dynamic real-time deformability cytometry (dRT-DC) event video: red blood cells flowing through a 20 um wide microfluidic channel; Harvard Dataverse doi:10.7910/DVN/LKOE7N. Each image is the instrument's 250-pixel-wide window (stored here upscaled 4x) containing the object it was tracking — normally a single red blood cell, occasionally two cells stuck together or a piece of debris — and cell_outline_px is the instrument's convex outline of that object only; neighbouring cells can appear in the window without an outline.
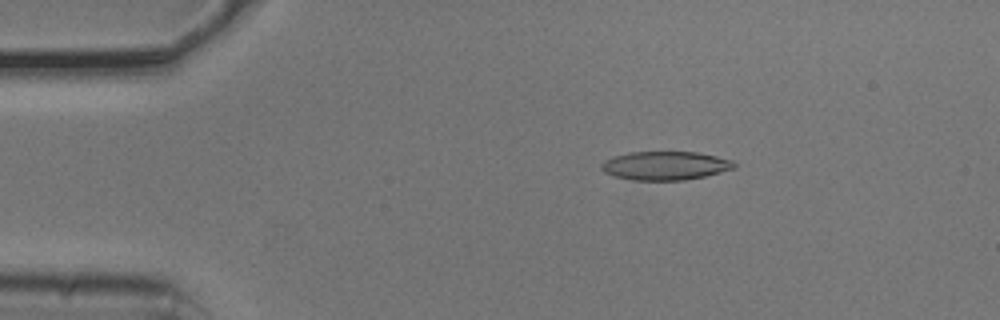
{"species": "common noctule bat (a hibernating species)", "species_latin": "Nyctalus noctula", "temperature_condition": "cold", "stored_images_in_passage": 53, "camera_frame_rate_fps": 3000, "um_per_image_px": 0.085, "animal": {"sex": "male", "body_mass_g": 20.5, "forearm_length_mm": 52.5}, "frame": {"image": 1, "passage_image": 9, "time_ms": 2.667, "image_size_px": [1000, 320], "cell_outline_px": [[736, 168], [704, 176], [684, 180], [632, 180], [612, 176], [604, 172], [600, 168], [600, 164], [604, 160], [612, 156], [628, 152], [696, 152], [716, 156], [732, 160], [736, 164]], "centroid_in_image_um": [56.5, 14.08], "position_along_channel_um": 28.5, "area_um2": 22.31}}
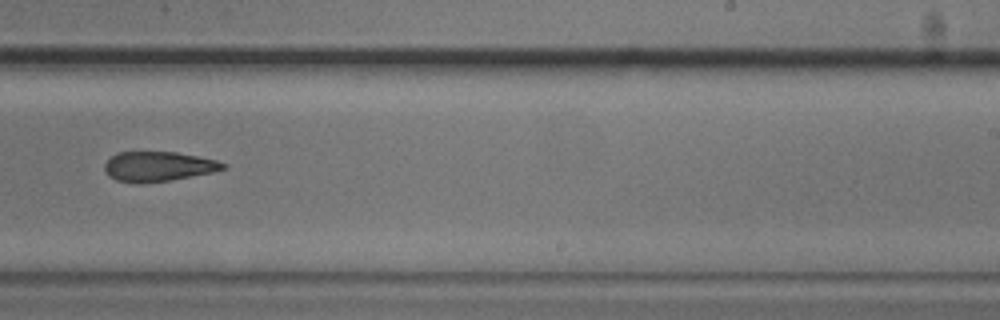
{"frame": {"image": 2, "passage_image": 33, "time_ms": 10.667, "image_size_px": [1000, 320], "cell_outline_px": [[228, 168], [212, 172], [168, 180], [140, 184], [116, 180], [108, 176], [104, 172], [104, 164], [116, 152], [176, 152], [216, 160], [228, 164]], "centroid_in_image_um": [13.43, 14.15], "position_along_channel_um": 275.6, "area_um2": 20.58}}
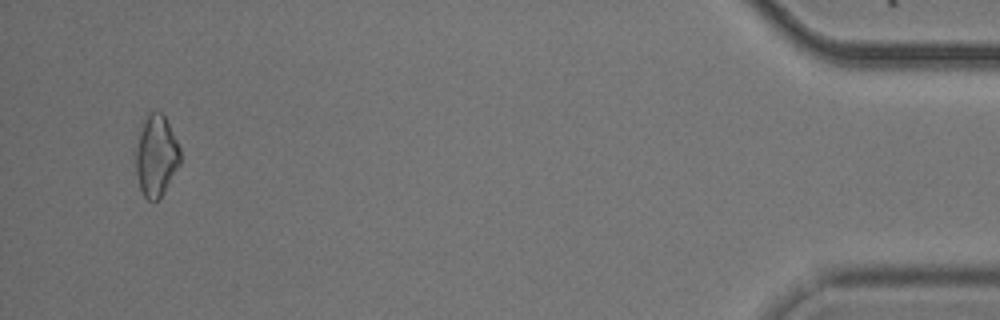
{"frame": {"image": 3, "passage_image": 51, "time_ms": 16.667, "image_size_px": [1000, 320], "cell_outline_px": [[180, 164], [164, 192], [156, 200], [148, 200], [144, 196], [140, 188], [136, 172], [132, 152], [140, 120], [156, 108], [164, 116], [180, 148]], "centroid_in_image_um": [13.19, 13.17], "position_along_channel_um": 422.0, "area_um2": 21.85}, "authors_computed_cell_mechanics": {"area_um2": 22.1952, "velocity_mm_per_s": 3.7708, "shape_relaxation_time_tau1_ms": 6.7695, "shape_relaxation_time_tau2_ms": 5.6228, "deformation_change_tau1": 0.1575, "deformation_change_tau2": 0.1593}}